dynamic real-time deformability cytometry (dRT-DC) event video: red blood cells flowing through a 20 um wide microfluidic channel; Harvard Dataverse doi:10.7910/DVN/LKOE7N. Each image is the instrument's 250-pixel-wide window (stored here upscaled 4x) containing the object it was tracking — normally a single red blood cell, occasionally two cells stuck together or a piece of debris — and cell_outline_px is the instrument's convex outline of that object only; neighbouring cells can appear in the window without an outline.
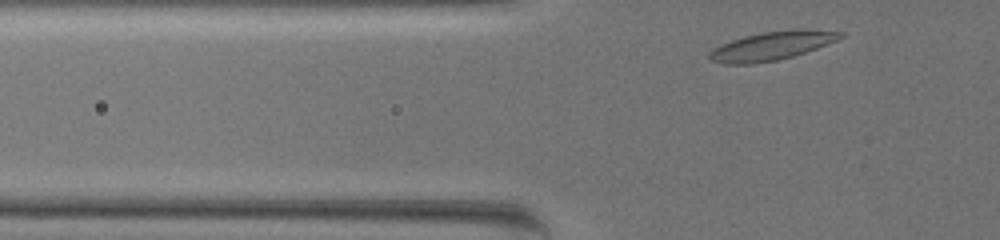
{"species": "common noctule bat (a hibernating species)", "species_latin": "Nyctalus noctula", "temperature_condition": "warm", "stored_images_in_passage": 34, "camera_frame_rate_fps": 3000, "um_per_image_px": 0.085, "animal": {"sex": "female", "body_mass_g": 19.5, "forearm_length_mm": 54.1}, "frame": {"image": 1, "passage_image": 2, "time_ms": 0.333, "image_size_px": [1000, 240], "cell_outline_px": [[844, 36], [836, 40], [816, 48], [792, 56], [776, 60], [752, 64], [724, 64], [708, 60], [708, 52], [712, 48], [720, 44], [744, 36], [764, 32], [844, 32]], "centroid_in_image_um": [65.39, 3.97], "position_along_channel_um": 60.4, "area_um2": 20.69}}
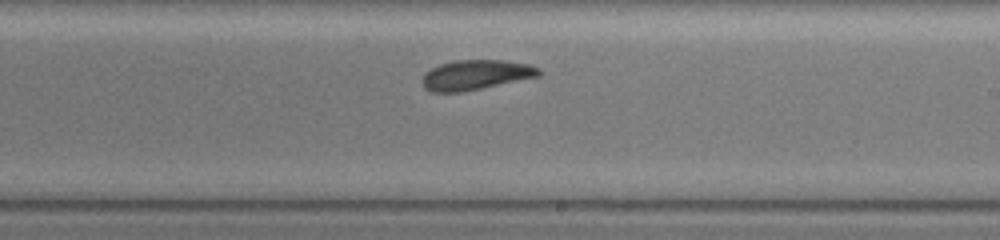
{"frame": {"image": 2, "passage_image": 20, "time_ms": 6.333, "image_size_px": [1000, 240], "cell_outline_px": [[544, 72], [540, 76], [460, 92], [432, 92], [424, 88], [424, 72], [440, 64], [456, 60], [504, 60], [528, 64], [540, 68]], "centroid_in_image_um": [40.48, 6.35], "position_along_channel_um": 248.5, "area_um2": 20.17}}
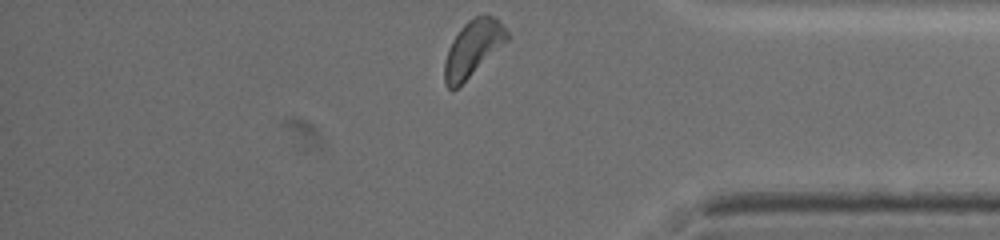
{"frame": {"image": 3, "passage_image": 34, "time_ms": 11.0, "image_size_px": [1000, 240], "cell_outline_px": [[508, 40], [452, 92], [448, 88], [444, 80], [444, 64], [448, 48], [452, 40], [460, 28], [468, 20], [484, 12], [492, 16], [508, 32]], "centroid_in_image_um": [40.16, 4.1], "position_along_channel_um": 395.0, "area_um2": 20.06}, "authors_computed_cell_mechanics": {"area_um2": 20.5479, "velocity_mm_per_s": 3.4032, "shape_relaxation_time_tau1_ms": 2.9323, "shape_relaxation_time_tau2_ms": 3.5997, "deformation_change_tau1": 0.0755, "deformation_change_tau2": 0.1053}}